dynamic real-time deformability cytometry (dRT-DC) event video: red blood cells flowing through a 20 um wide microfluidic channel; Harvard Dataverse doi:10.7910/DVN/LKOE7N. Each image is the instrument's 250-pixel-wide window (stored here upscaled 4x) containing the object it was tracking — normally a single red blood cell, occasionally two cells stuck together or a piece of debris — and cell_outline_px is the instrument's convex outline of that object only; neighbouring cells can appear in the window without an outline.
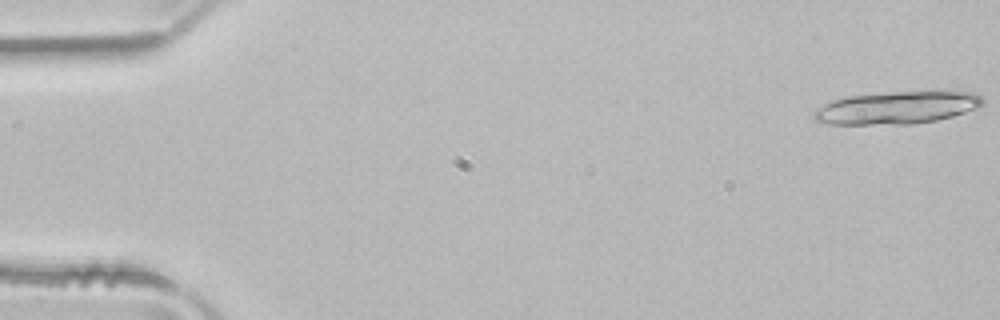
{"species": "common noctule bat (a hibernating species)", "species_latin": "Nyctalus noctula", "temperature_condition": "room temperature", "stored_images_in_passage": 24, "camera_frame_rate_fps": 3000, "um_per_image_px": 0.085, "animal": {"sex": "male", "body_mass_g": 21.5, "forearm_length_mm": 52.0}, "frame": {"image": 1, "passage_image": 1, "time_ms": 0.0, "image_size_px": [1000, 320], "cell_outline_px": [[984, 104], [980, 108], [952, 116], [936, 120], [912, 124], [832, 124], [816, 120], [812, 116], [812, 112], [816, 108], [832, 100], [848, 96], [932, 88], [940, 88], [972, 92], [980, 96], [984, 100]], "centroid_in_image_um": [76.35, 9.1], "position_along_channel_um": 8.6, "area_um2": 33.18}}